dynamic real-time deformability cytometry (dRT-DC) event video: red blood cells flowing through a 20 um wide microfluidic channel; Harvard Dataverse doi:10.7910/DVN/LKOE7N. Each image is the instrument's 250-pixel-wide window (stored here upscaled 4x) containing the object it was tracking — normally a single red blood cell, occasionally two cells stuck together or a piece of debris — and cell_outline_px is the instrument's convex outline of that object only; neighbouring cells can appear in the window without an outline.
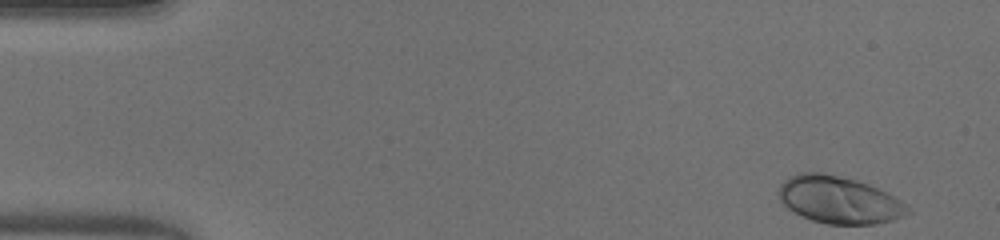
{"species": "human", "species_latin": "Homo sapiens", "temperature_condition": "warm", "stored_images_in_passage": 48, "camera_frame_rate_fps": 3000, "um_per_image_px": 0.085, "donor": {"sex": "male"}, "frame": {"image": 1, "passage_image": 1, "time_ms": 0.0, "image_size_px": [1000, 240], "cell_outline_px": [[912, 212], [904, 216], [892, 220], [876, 224], [828, 224], [812, 220], [788, 208], [780, 200], [776, 192], [780, 184], [788, 176], [800, 172], [820, 172], [856, 180], [868, 184], [900, 200]], "centroid_in_image_um": [71.28, 16.98], "position_along_channel_um": 13.7, "area_um2": 35.26}}
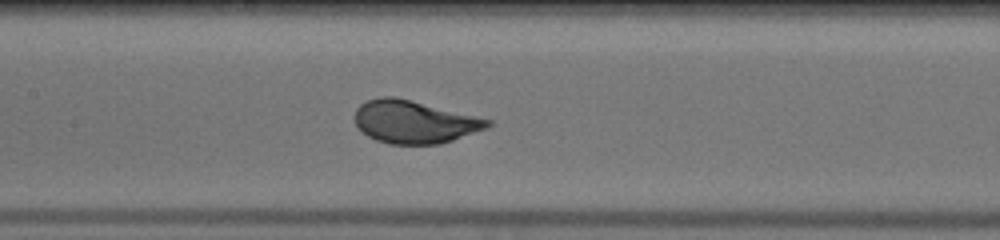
{"frame": {"image": 2, "passage_image": 22, "time_ms": 7.0, "image_size_px": [1000, 240], "cell_outline_px": [[492, 124], [488, 128], [440, 144], [388, 144], [376, 140], [368, 136], [356, 124], [356, 108], [360, 104], [368, 100], [380, 96], [396, 96], [492, 120]], "centroid_in_image_um": [35.23, 10.35], "position_along_channel_um": 172.2, "area_um2": 33.0}}
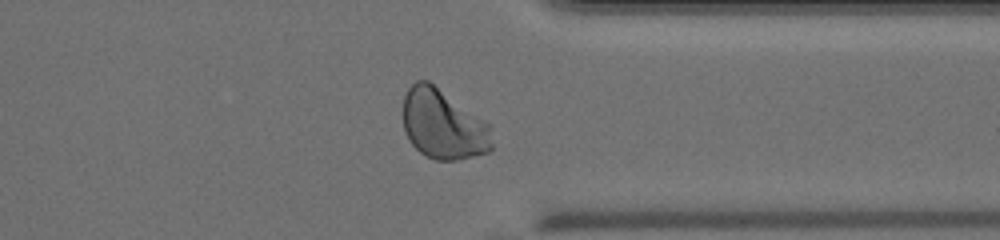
{"frame": {"image": 3, "passage_image": 37, "time_ms": 12.0, "image_size_px": [1000, 240], "cell_outline_px": [[492, 152], [456, 160], [436, 160], [424, 156], [408, 140], [404, 132], [400, 112], [404, 96], [408, 88], [416, 80], [428, 80], [488, 124], [492, 144]], "centroid_in_image_um": [37.59, 10.59], "position_along_channel_um": 373.8, "area_um2": 36.41}, "authors_computed_cell_mechanics": {"area_um2": 33.524, "velocity_mm_per_s": 4.0842, "shape_relaxation_time_tau1_ms": 2.2672, "shape_relaxation_time_tau2_ms": null, "deformation_change_tau1": 0.1542, "deformation_change_tau2": null}}